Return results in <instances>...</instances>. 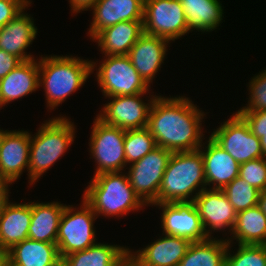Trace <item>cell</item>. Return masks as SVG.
<instances>
[{
    "label": "cell",
    "mask_w": 266,
    "mask_h": 266,
    "mask_svg": "<svg viewBox=\"0 0 266 266\" xmlns=\"http://www.w3.org/2000/svg\"><path fill=\"white\" fill-rule=\"evenodd\" d=\"M203 116L204 112L185 96H156L146 128L158 147L172 153L195 151L201 147L204 137L201 127Z\"/></svg>",
    "instance_id": "1"
},
{
    "label": "cell",
    "mask_w": 266,
    "mask_h": 266,
    "mask_svg": "<svg viewBox=\"0 0 266 266\" xmlns=\"http://www.w3.org/2000/svg\"><path fill=\"white\" fill-rule=\"evenodd\" d=\"M38 64L39 87L43 86L47 107L51 110L79 90L96 67V63L88 59L63 55L41 57Z\"/></svg>",
    "instance_id": "2"
},
{
    "label": "cell",
    "mask_w": 266,
    "mask_h": 266,
    "mask_svg": "<svg viewBox=\"0 0 266 266\" xmlns=\"http://www.w3.org/2000/svg\"><path fill=\"white\" fill-rule=\"evenodd\" d=\"M203 189L206 181L201 152L172 153L158 192V204L193 202Z\"/></svg>",
    "instance_id": "3"
},
{
    "label": "cell",
    "mask_w": 266,
    "mask_h": 266,
    "mask_svg": "<svg viewBox=\"0 0 266 266\" xmlns=\"http://www.w3.org/2000/svg\"><path fill=\"white\" fill-rule=\"evenodd\" d=\"M122 173L94 175L85 189L82 198L97 216L120 217L146 205L131 187L128 176Z\"/></svg>",
    "instance_id": "4"
},
{
    "label": "cell",
    "mask_w": 266,
    "mask_h": 266,
    "mask_svg": "<svg viewBox=\"0 0 266 266\" xmlns=\"http://www.w3.org/2000/svg\"><path fill=\"white\" fill-rule=\"evenodd\" d=\"M41 125L35 136L30 134L29 185L34 184L63 156L76 133L74 123L63 116L46 120Z\"/></svg>",
    "instance_id": "5"
},
{
    "label": "cell",
    "mask_w": 266,
    "mask_h": 266,
    "mask_svg": "<svg viewBox=\"0 0 266 266\" xmlns=\"http://www.w3.org/2000/svg\"><path fill=\"white\" fill-rule=\"evenodd\" d=\"M82 202L80 210L72 205H65L63 210L56 240L61 258L97 243L93 223L98 217L84 200Z\"/></svg>",
    "instance_id": "6"
},
{
    "label": "cell",
    "mask_w": 266,
    "mask_h": 266,
    "mask_svg": "<svg viewBox=\"0 0 266 266\" xmlns=\"http://www.w3.org/2000/svg\"><path fill=\"white\" fill-rule=\"evenodd\" d=\"M96 77L105 97L147 93L149 85L138 74L128 55L105 56Z\"/></svg>",
    "instance_id": "7"
},
{
    "label": "cell",
    "mask_w": 266,
    "mask_h": 266,
    "mask_svg": "<svg viewBox=\"0 0 266 266\" xmlns=\"http://www.w3.org/2000/svg\"><path fill=\"white\" fill-rule=\"evenodd\" d=\"M125 133V130L106 124L96 117L89 142L91 155L97 163L94 175L121 172L126 167Z\"/></svg>",
    "instance_id": "8"
},
{
    "label": "cell",
    "mask_w": 266,
    "mask_h": 266,
    "mask_svg": "<svg viewBox=\"0 0 266 266\" xmlns=\"http://www.w3.org/2000/svg\"><path fill=\"white\" fill-rule=\"evenodd\" d=\"M171 155V151L157 146L130 164L127 176L131 187L147 206L158 204V192Z\"/></svg>",
    "instance_id": "9"
},
{
    "label": "cell",
    "mask_w": 266,
    "mask_h": 266,
    "mask_svg": "<svg viewBox=\"0 0 266 266\" xmlns=\"http://www.w3.org/2000/svg\"><path fill=\"white\" fill-rule=\"evenodd\" d=\"M144 33L169 41L188 33L187 20L179 0H144Z\"/></svg>",
    "instance_id": "10"
},
{
    "label": "cell",
    "mask_w": 266,
    "mask_h": 266,
    "mask_svg": "<svg viewBox=\"0 0 266 266\" xmlns=\"http://www.w3.org/2000/svg\"><path fill=\"white\" fill-rule=\"evenodd\" d=\"M210 137L239 164L263 157L260 139L238 112L221 123Z\"/></svg>",
    "instance_id": "11"
},
{
    "label": "cell",
    "mask_w": 266,
    "mask_h": 266,
    "mask_svg": "<svg viewBox=\"0 0 266 266\" xmlns=\"http://www.w3.org/2000/svg\"><path fill=\"white\" fill-rule=\"evenodd\" d=\"M139 93L129 96H113L104 105L97 117L104 123L119 127L122 130L142 129L147 126L149 112L156 95H151L148 103H144Z\"/></svg>",
    "instance_id": "12"
},
{
    "label": "cell",
    "mask_w": 266,
    "mask_h": 266,
    "mask_svg": "<svg viewBox=\"0 0 266 266\" xmlns=\"http://www.w3.org/2000/svg\"><path fill=\"white\" fill-rule=\"evenodd\" d=\"M162 209L161 225L164 235L178 236L191 242H200L209 237L205 233L199 212L193 202L153 204Z\"/></svg>",
    "instance_id": "13"
},
{
    "label": "cell",
    "mask_w": 266,
    "mask_h": 266,
    "mask_svg": "<svg viewBox=\"0 0 266 266\" xmlns=\"http://www.w3.org/2000/svg\"><path fill=\"white\" fill-rule=\"evenodd\" d=\"M193 203L196 205L203 229L208 237H211L212 231H222L226 227L229 228V232H232L237 212L222 190L203 189L195 197Z\"/></svg>",
    "instance_id": "14"
},
{
    "label": "cell",
    "mask_w": 266,
    "mask_h": 266,
    "mask_svg": "<svg viewBox=\"0 0 266 266\" xmlns=\"http://www.w3.org/2000/svg\"><path fill=\"white\" fill-rule=\"evenodd\" d=\"M30 133L0 129V174L15 182L29 165Z\"/></svg>",
    "instance_id": "15"
},
{
    "label": "cell",
    "mask_w": 266,
    "mask_h": 266,
    "mask_svg": "<svg viewBox=\"0 0 266 266\" xmlns=\"http://www.w3.org/2000/svg\"><path fill=\"white\" fill-rule=\"evenodd\" d=\"M88 34L94 38L103 29L122 21H143L144 0H98L92 7Z\"/></svg>",
    "instance_id": "16"
},
{
    "label": "cell",
    "mask_w": 266,
    "mask_h": 266,
    "mask_svg": "<svg viewBox=\"0 0 266 266\" xmlns=\"http://www.w3.org/2000/svg\"><path fill=\"white\" fill-rule=\"evenodd\" d=\"M207 146L203 144L198 149L204 161V176L207 185H213L210 189L222 190L236 177L239 176L240 164L229 153L217 144L211 137ZM203 148V150H202Z\"/></svg>",
    "instance_id": "17"
},
{
    "label": "cell",
    "mask_w": 266,
    "mask_h": 266,
    "mask_svg": "<svg viewBox=\"0 0 266 266\" xmlns=\"http://www.w3.org/2000/svg\"><path fill=\"white\" fill-rule=\"evenodd\" d=\"M169 42L163 37L144 33L130 49L128 56L132 65L149 86L164 63Z\"/></svg>",
    "instance_id": "18"
},
{
    "label": "cell",
    "mask_w": 266,
    "mask_h": 266,
    "mask_svg": "<svg viewBox=\"0 0 266 266\" xmlns=\"http://www.w3.org/2000/svg\"><path fill=\"white\" fill-rule=\"evenodd\" d=\"M31 2L0 31V49L8 54L18 57L21 61L34 59L25 50L37 35V27L34 25V19L31 18L24 10L28 8Z\"/></svg>",
    "instance_id": "19"
},
{
    "label": "cell",
    "mask_w": 266,
    "mask_h": 266,
    "mask_svg": "<svg viewBox=\"0 0 266 266\" xmlns=\"http://www.w3.org/2000/svg\"><path fill=\"white\" fill-rule=\"evenodd\" d=\"M39 88V64L37 60L22 61L0 79V108L31 94Z\"/></svg>",
    "instance_id": "20"
},
{
    "label": "cell",
    "mask_w": 266,
    "mask_h": 266,
    "mask_svg": "<svg viewBox=\"0 0 266 266\" xmlns=\"http://www.w3.org/2000/svg\"><path fill=\"white\" fill-rule=\"evenodd\" d=\"M192 242L184 237H163L136 252H131L144 266H178Z\"/></svg>",
    "instance_id": "21"
},
{
    "label": "cell",
    "mask_w": 266,
    "mask_h": 266,
    "mask_svg": "<svg viewBox=\"0 0 266 266\" xmlns=\"http://www.w3.org/2000/svg\"><path fill=\"white\" fill-rule=\"evenodd\" d=\"M144 34L143 21H122L100 31L92 40L108 55H128L132 46Z\"/></svg>",
    "instance_id": "22"
},
{
    "label": "cell",
    "mask_w": 266,
    "mask_h": 266,
    "mask_svg": "<svg viewBox=\"0 0 266 266\" xmlns=\"http://www.w3.org/2000/svg\"><path fill=\"white\" fill-rule=\"evenodd\" d=\"M31 224V202H8L0 211V245L7 252L14 245L28 239Z\"/></svg>",
    "instance_id": "23"
},
{
    "label": "cell",
    "mask_w": 266,
    "mask_h": 266,
    "mask_svg": "<svg viewBox=\"0 0 266 266\" xmlns=\"http://www.w3.org/2000/svg\"><path fill=\"white\" fill-rule=\"evenodd\" d=\"M65 205L59 202H31V224L28 238L56 244L59 223Z\"/></svg>",
    "instance_id": "24"
},
{
    "label": "cell",
    "mask_w": 266,
    "mask_h": 266,
    "mask_svg": "<svg viewBox=\"0 0 266 266\" xmlns=\"http://www.w3.org/2000/svg\"><path fill=\"white\" fill-rule=\"evenodd\" d=\"M10 266H53L60 259L57 244L25 239L7 251Z\"/></svg>",
    "instance_id": "25"
},
{
    "label": "cell",
    "mask_w": 266,
    "mask_h": 266,
    "mask_svg": "<svg viewBox=\"0 0 266 266\" xmlns=\"http://www.w3.org/2000/svg\"><path fill=\"white\" fill-rule=\"evenodd\" d=\"M185 12L188 33L193 30L212 32L222 22L223 8L219 0H179Z\"/></svg>",
    "instance_id": "26"
},
{
    "label": "cell",
    "mask_w": 266,
    "mask_h": 266,
    "mask_svg": "<svg viewBox=\"0 0 266 266\" xmlns=\"http://www.w3.org/2000/svg\"><path fill=\"white\" fill-rule=\"evenodd\" d=\"M230 233L238 245H266V215L258 205L239 211L235 226Z\"/></svg>",
    "instance_id": "27"
},
{
    "label": "cell",
    "mask_w": 266,
    "mask_h": 266,
    "mask_svg": "<svg viewBox=\"0 0 266 266\" xmlns=\"http://www.w3.org/2000/svg\"><path fill=\"white\" fill-rule=\"evenodd\" d=\"M129 248L95 243L89 248L62 257L67 266H116Z\"/></svg>",
    "instance_id": "28"
},
{
    "label": "cell",
    "mask_w": 266,
    "mask_h": 266,
    "mask_svg": "<svg viewBox=\"0 0 266 266\" xmlns=\"http://www.w3.org/2000/svg\"><path fill=\"white\" fill-rule=\"evenodd\" d=\"M215 239L192 242L178 266H224L228 241Z\"/></svg>",
    "instance_id": "29"
},
{
    "label": "cell",
    "mask_w": 266,
    "mask_h": 266,
    "mask_svg": "<svg viewBox=\"0 0 266 266\" xmlns=\"http://www.w3.org/2000/svg\"><path fill=\"white\" fill-rule=\"evenodd\" d=\"M155 147H157L156 141L146 127L127 130L124 140L126 165L142 159Z\"/></svg>",
    "instance_id": "30"
},
{
    "label": "cell",
    "mask_w": 266,
    "mask_h": 266,
    "mask_svg": "<svg viewBox=\"0 0 266 266\" xmlns=\"http://www.w3.org/2000/svg\"><path fill=\"white\" fill-rule=\"evenodd\" d=\"M236 212L258 205L260 191L239 176L222 189Z\"/></svg>",
    "instance_id": "31"
},
{
    "label": "cell",
    "mask_w": 266,
    "mask_h": 266,
    "mask_svg": "<svg viewBox=\"0 0 266 266\" xmlns=\"http://www.w3.org/2000/svg\"><path fill=\"white\" fill-rule=\"evenodd\" d=\"M229 240L224 266H266V245L239 244L237 252L231 255L233 240Z\"/></svg>",
    "instance_id": "32"
},
{
    "label": "cell",
    "mask_w": 266,
    "mask_h": 266,
    "mask_svg": "<svg viewBox=\"0 0 266 266\" xmlns=\"http://www.w3.org/2000/svg\"><path fill=\"white\" fill-rule=\"evenodd\" d=\"M239 177L260 192L266 189V158L240 164Z\"/></svg>",
    "instance_id": "33"
},
{
    "label": "cell",
    "mask_w": 266,
    "mask_h": 266,
    "mask_svg": "<svg viewBox=\"0 0 266 266\" xmlns=\"http://www.w3.org/2000/svg\"><path fill=\"white\" fill-rule=\"evenodd\" d=\"M249 101L238 112H253L266 109V70L254 76L249 82Z\"/></svg>",
    "instance_id": "34"
},
{
    "label": "cell",
    "mask_w": 266,
    "mask_h": 266,
    "mask_svg": "<svg viewBox=\"0 0 266 266\" xmlns=\"http://www.w3.org/2000/svg\"><path fill=\"white\" fill-rule=\"evenodd\" d=\"M30 2V0H0V26H5Z\"/></svg>",
    "instance_id": "35"
},
{
    "label": "cell",
    "mask_w": 266,
    "mask_h": 266,
    "mask_svg": "<svg viewBox=\"0 0 266 266\" xmlns=\"http://www.w3.org/2000/svg\"><path fill=\"white\" fill-rule=\"evenodd\" d=\"M250 127L251 132L259 139L266 133V109L253 112H238Z\"/></svg>",
    "instance_id": "36"
},
{
    "label": "cell",
    "mask_w": 266,
    "mask_h": 266,
    "mask_svg": "<svg viewBox=\"0 0 266 266\" xmlns=\"http://www.w3.org/2000/svg\"><path fill=\"white\" fill-rule=\"evenodd\" d=\"M22 61L4 50L0 49V79L16 68Z\"/></svg>",
    "instance_id": "37"
},
{
    "label": "cell",
    "mask_w": 266,
    "mask_h": 266,
    "mask_svg": "<svg viewBox=\"0 0 266 266\" xmlns=\"http://www.w3.org/2000/svg\"><path fill=\"white\" fill-rule=\"evenodd\" d=\"M13 182L7 177L0 174V211L6 206L9 202V189L8 185Z\"/></svg>",
    "instance_id": "38"
},
{
    "label": "cell",
    "mask_w": 266,
    "mask_h": 266,
    "mask_svg": "<svg viewBox=\"0 0 266 266\" xmlns=\"http://www.w3.org/2000/svg\"><path fill=\"white\" fill-rule=\"evenodd\" d=\"M97 1L98 0H69V3L71 4L70 7L73 13H80L81 11L92 8Z\"/></svg>",
    "instance_id": "39"
},
{
    "label": "cell",
    "mask_w": 266,
    "mask_h": 266,
    "mask_svg": "<svg viewBox=\"0 0 266 266\" xmlns=\"http://www.w3.org/2000/svg\"><path fill=\"white\" fill-rule=\"evenodd\" d=\"M116 266H144L129 249L126 254L117 262Z\"/></svg>",
    "instance_id": "40"
},
{
    "label": "cell",
    "mask_w": 266,
    "mask_h": 266,
    "mask_svg": "<svg viewBox=\"0 0 266 266\" xmlns=\"http://www.w3.org/2000/svg\"><path fill=\"white\" fill-rule=\"evenodd\" d=\"M258 206L260 207L261 211L266 215V189L260 192Z\"/></svg>",
    "instance_id": "41"
},
{
    "label": "cell",
    "mask_w": 266,
    "mask_h": 266,
    "mask_svg": "<svg viewBox=\"0 0 266 266\" xmlns=\"http://www.w3.org/2000/svg\"><path fill=\"white\" fill-rule=\"evenodd\" d=\"M260 144L263 152V157L266 158V133H262V137L260 138Z\"/></svg>",
    "instance_id": "42"
},
{
    "label": "cell",
    "mask_w": 266,
    "mask_h": 266,
    "mask_svg": "<svg viewBox=\"0 0 266 266\" xmlns=\"http://www.w3.org/2000/svg\"><path fill=\"white\" fill-rule=\"evenodd\" d=\"M0 266H10V264H9V256H8V253L7 252H5L0 257Z\"/></svg>",
    "instance_id": "43"
},
{
    "label": "cell",
    "mask_w": 266,
    "mask_h": 266,
    "mask_svg": "<svg viewBox=\"0 0 266 266\" xmlns=\"http://www.w3.org/2000/svg\"><path fill=\"white\" fill-rule=\"evenodd\" d=\"M53 266H67V264L65 263V261L63 259H60L56 264H54Z\"/></svg>",
    "instance_id": "44"
},
{
    "label": "cell",
    "mask_w": 266,
    "mask_h": 266,
    "mask_svg": "<svg viewBox=\"0 0 266 266\" xmlns=\"http://www.w3.org/2000/svg\"><path fill=\"white\" fill-rule=\"evenodd\" d=\"M6 251L2 248V246L0 245V257L5 253Z\"/></svg>",
    "instance_id": "45"
}]
</instances>
